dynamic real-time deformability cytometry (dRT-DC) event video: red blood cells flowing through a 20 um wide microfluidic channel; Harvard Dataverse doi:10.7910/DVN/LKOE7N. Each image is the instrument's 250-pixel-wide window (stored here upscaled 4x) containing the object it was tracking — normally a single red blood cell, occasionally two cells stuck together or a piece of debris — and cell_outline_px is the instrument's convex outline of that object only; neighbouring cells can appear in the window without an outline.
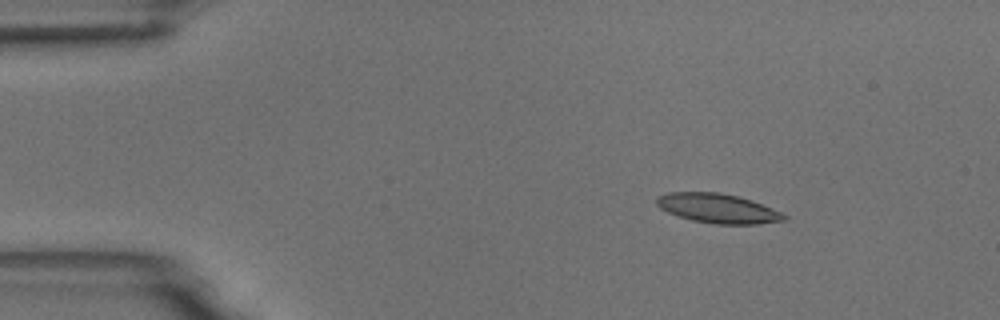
{"species": "common noctule bat (a hibernating species)", "species_latin": "Nyctalus noctula", "temperature_condition": "room temperature", "stored_images_in_passage": 13, "camera_frame_rate_fps": 3000, "um_per_image_px": 0.085, "animal": {"sex": "male", "body_mass_g": 18.8}, "frame": {"image": 1, "passage_image": 3, "time_ms": 2.333, "image_size_px": [1000, 320], "cell_outline_px": [[788, 216], [784, 220], [756, 224], [716, 224], [692, 220], [668, 212], [660, 208], [656, 204], [656, 196], [668, 192], [720, 192], [752, 200], [772, 208]], "centroid_in_image_um": [60.99, 17.7], "position_along_channel_um": 24.0, "area_um2": 21.73}}
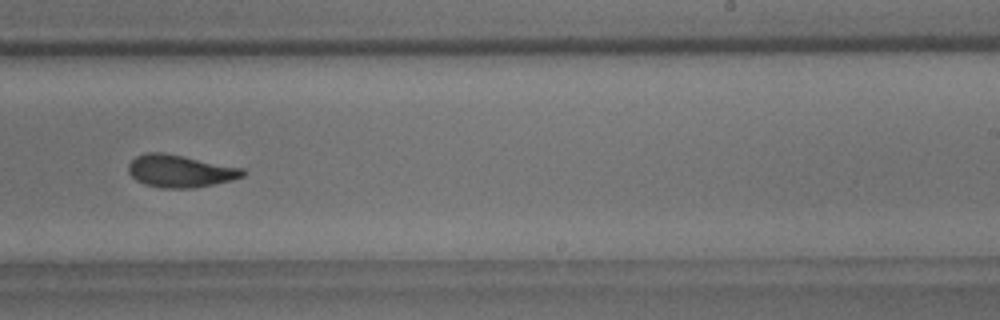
{"frame": {"image": 2, "passage_image": 10, "time_ms": 11.0, "image_size_px": [1000, 320], "cell_outline_px": [[248, 172], [244, 176], [232, 180], [192, 188], [160, 188], [144, 184], [136, 180], [128, 172], [128, 164], [136, 156], [148, 152], [164, 152], [244, 168]], "centroid_in_image_um": [15.32, 14.54], "position_along_channel_um": 273.7, "area_um2": 21.73}}
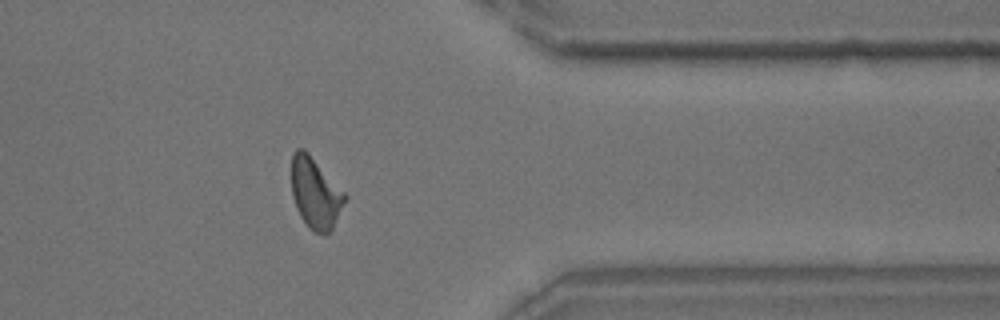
{"frame": {"image": 3, "passage_image": 13, "time_ms": 14.333, "image_size_px": [1000, 320], "cell_outline_px": [[348, 196], [332, 228], [328, 232], [316, 232], [308, 228], [300, 216], [296, 208], [292, 196], [292, 156], [296, 148], [304, 148], [308, 152]], "centroid_in_image_um": [26.79, 16.39], "position_along_channel_um": 384.6, "area_um2": 21.79}, "authors_computed_cell_mechanics": {"area_um2": 21.7328, "velocity_mm_per_s": 3.7247, "shape_relaxation_time_tau1_ms": 4.0309, "shape_relaxation_time_tau2_ms": 2.0441, "deformation_change_tau1": 0.1095, "deformation_change_tau2": 0.0742}}